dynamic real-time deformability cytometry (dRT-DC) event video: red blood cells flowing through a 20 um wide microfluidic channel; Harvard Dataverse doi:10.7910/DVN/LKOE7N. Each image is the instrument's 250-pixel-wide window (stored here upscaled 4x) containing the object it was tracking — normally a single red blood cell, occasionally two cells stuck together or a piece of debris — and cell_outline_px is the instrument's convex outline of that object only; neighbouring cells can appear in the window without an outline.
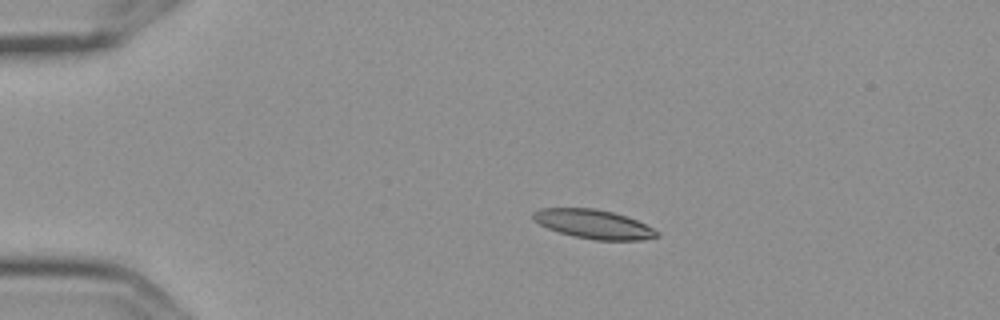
{"species": "Egyptian fruit bat (a non-hibernating species)", "species_latin": "Rousettus aegyptiacus", "temperature_condition": "cold", "stored_images_in_passage": 4, "camera_frame_rate_fps": 3000, "um_per_image_px": 0.085, "frame": {"image": 1, "passage_image": 3, "time_ms": 0.667, "image_size_px": [1000, 320], "cell_outline_px": [[660, 236], [640, 240], [596, 240], [576, 236], [560, 232], [548, 228], [540, 224], [532, 216], [532, 212], [540, 208], [596, 208], [612, 212], [636, 220], [660, 232]], "centroid_in_image_um": [50.46, 19.04], "position_along_channel_um": 34.5, "area_um2": 20.63}}